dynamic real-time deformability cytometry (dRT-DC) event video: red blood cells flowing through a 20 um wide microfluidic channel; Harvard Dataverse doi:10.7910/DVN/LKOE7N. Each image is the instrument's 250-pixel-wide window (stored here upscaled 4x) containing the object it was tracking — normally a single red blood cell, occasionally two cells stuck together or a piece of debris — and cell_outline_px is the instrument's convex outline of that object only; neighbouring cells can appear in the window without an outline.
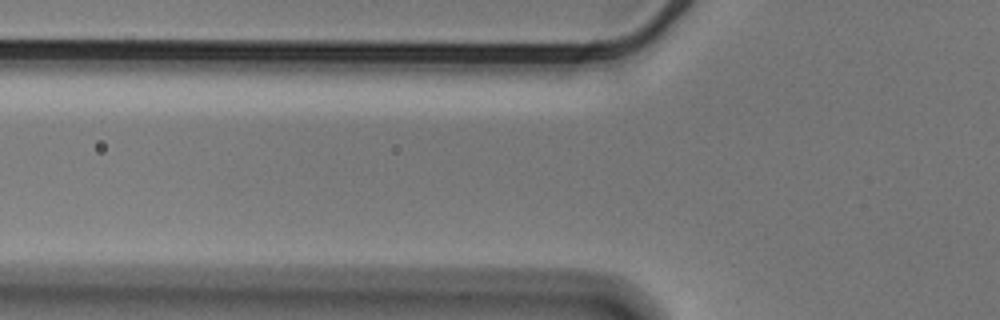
{"species": "Egyptian fruit bat (a non-hibernating species)", "species_latin": "Rousettus aegyptiacus", "temperature_condition": "cold", "stored_images_in_passage": 3, "camera_frame_rate_fps": 3000, "um_per_image_px": 0.085, "animal": {"sex": "male"}, "frame": {"image": 1, "passage_image": 2, "time_ms": 0.333, "image_size_px": [1000, 320], "cell_outline_px": [[580, 116], [568, 120], [552, 124], [464, 128], [432, 128], [412, 120], [412, 116], [420, 112], [568, 112]], "centroid_in_image_um": [41.58, 10.12], "position_along_channel_um": 84.2, "area_um2": 15.72}}